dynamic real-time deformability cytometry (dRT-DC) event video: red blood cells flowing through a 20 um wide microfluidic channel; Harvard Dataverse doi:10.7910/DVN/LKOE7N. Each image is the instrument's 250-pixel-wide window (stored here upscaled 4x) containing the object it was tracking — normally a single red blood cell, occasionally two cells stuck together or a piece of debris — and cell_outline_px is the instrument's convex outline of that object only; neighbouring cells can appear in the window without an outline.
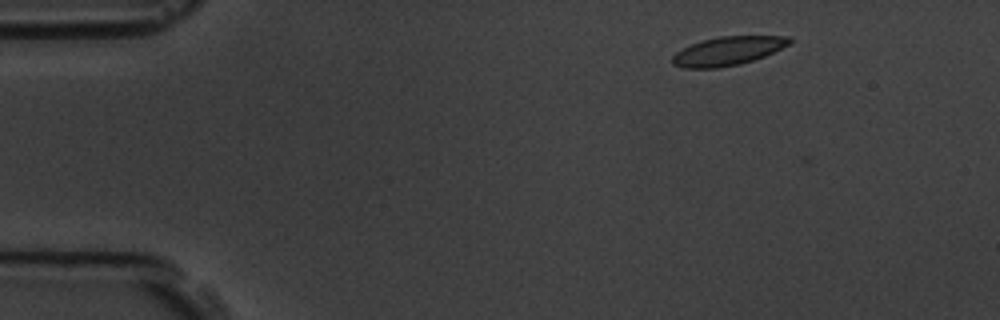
{"species": "common noctule bat (a hibernating species)", "species_latin": "Nyctalus noctula", "temperature_condition": "room temperature", "stored_images_in_passage": 7, "camera_frame_rate_fps": 3000, "um_per_image_px": 0.085, "animal": {"sex": "male", "body_mass_g": 19.5, "forearm_length_mm": 54.6}, "frame": {"image": 1, "passage_image": 3, "time_ms": 0.667, "image_size_px": [1000, 320], "cell_outline_px": [[792, 44], [764, 56], [740, 64], [720, 68], [684, 68], [672, 64], [672, 56], [676, 52], [692, 44], [704, 40], [720, 36], [788, 36], [792, 40]], "centroid_in_image_um": [61.89, 4.34], "position_along_channel_um": 23.1, "area_um2": 19.54}}